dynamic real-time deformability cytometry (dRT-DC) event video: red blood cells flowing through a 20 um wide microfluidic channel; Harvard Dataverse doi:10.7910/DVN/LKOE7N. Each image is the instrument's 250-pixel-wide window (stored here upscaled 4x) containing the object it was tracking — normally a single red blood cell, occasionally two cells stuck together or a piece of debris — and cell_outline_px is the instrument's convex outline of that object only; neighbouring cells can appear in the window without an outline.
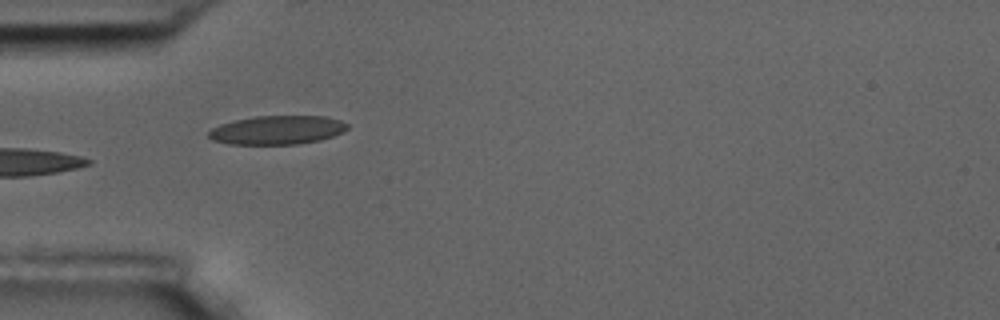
{"species": "common noctule bat (a hibernating species)", "species_latin": "Nyctalus noctula", "temperature_condition": "room temperature", "stored_images_in_passage": 10, "camera_frame_rate_fps": 3000, "um_per_image_px": 0.085, "animal": {"sex": "male", "body_mass_g": 17.5, "forearm_length_mm": 52.3}, "frame": {"image": 1, "passage_image": 5, "time_ms": 5.333, "image_size_px": [1000, 320], "cell_outline_px": [[348, 128], [344, 132], [320, 140], [296, 144], [228, 144], [212, 140], [208, 136], [208, 132], [212, 128], [220, 124], [236, 120], [256, 116], [324, 116], [340, 120], [348, 124]], "centroid_in_image_um": [23.56, 11.05], "position_along_channel_um": 61.4, "area_um2": 23.24}}
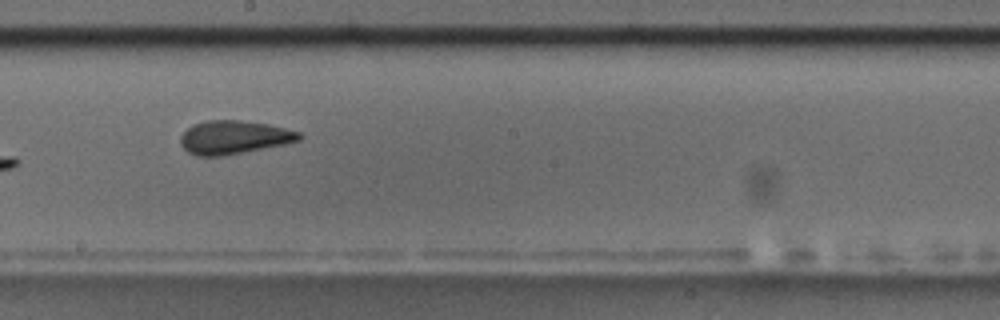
{"frame": {"image": 2, "passage_image": 9, "time_ms": 10.0, "image_size_px": [1000, 320], "cell_outline_px": [[304, 136], [300, 140], [284, 144], [220, 156], [196, 156], [188, 152], [180, 144], [180, 136], [192, 124], [208, 120], [240, 120], [268, 124], [300, 132]], "centroid_in_image_um": [19.86, 11.66], "position_along_channel_um": 228.3, "area_um2": 23.0}}
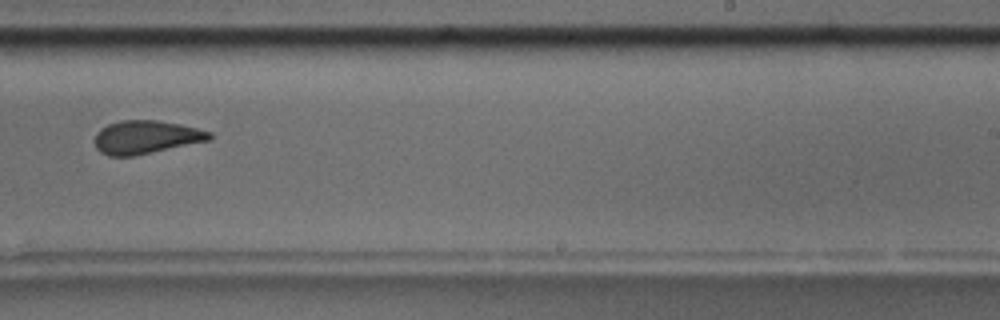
{"frame": {"image": 3, "passage_image": 10, "time_ms": 11.333, "image_size_px": [1000, 320], "cell_outline_px": [[212, 136], [208, 140], [132, 156], [108, 156], [100, 152], [96, 148], [96, 132], [100, 128], [108, 124], [120, 120], [160, 120], [180, 124], [212, 132]], "centroid_in_image_um": [12.37, 11.64], "position_along_channel_um": 276.6, "area_um2": 22.02}}